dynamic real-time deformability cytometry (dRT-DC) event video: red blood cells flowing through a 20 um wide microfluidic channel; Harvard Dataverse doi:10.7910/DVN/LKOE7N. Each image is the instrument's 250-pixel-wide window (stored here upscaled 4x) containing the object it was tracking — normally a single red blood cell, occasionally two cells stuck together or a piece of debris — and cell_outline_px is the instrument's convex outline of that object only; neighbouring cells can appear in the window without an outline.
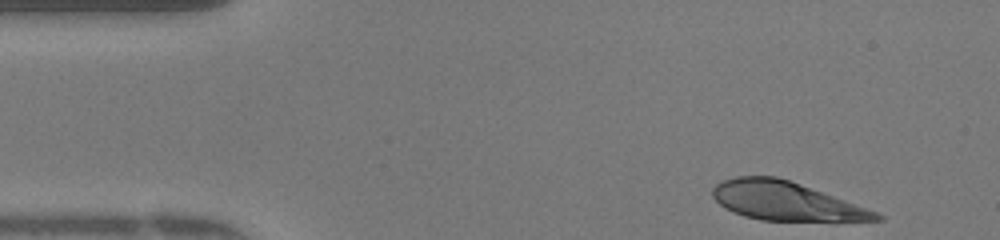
{"species": "human", "species_latin": "Homo sapiens", "temperature_condition": "warm", "stored_images_in_passage": 38, "camera_frame_rate_fps": 3000, "um_per_image_px": 0.085, "donor": {"sex": "female"}, "frame": {"image": 1, "passage_image": 1, "time_ms": 0.0, "image_size_px": [1000, 240], "cell_outline_px": [[884, 220], [836, 224], [760, 220], [744, 216], [732, 212], [724, 208], [712, 196], [712, 188], [720, 180], [736, 176], [776, 176], [800, 184], [844, 200], [876, 212], [884, 216]], "centroid_in_image_um": [66.85, 17.16], "position_along_channel_um": 18.2, "area_um2": 37.97}}
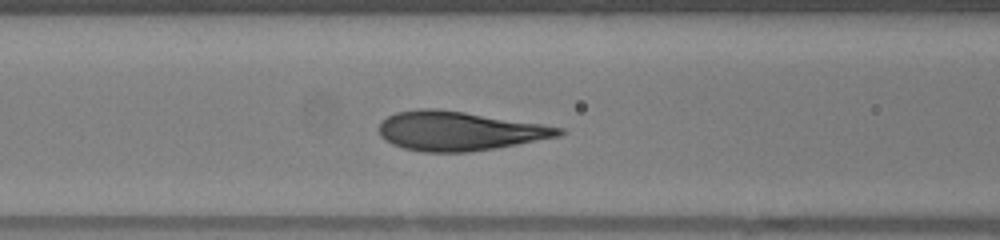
{"frame": {"image": 2, "passage_image": 15, "time_ms": 4.667, "image_size_px": [1000, 240], "cell_outline_px": [[564, 132], [560, 136], [496, 148], [468, 152], [424, 152], [404, 148], [392, 144], [380, 136], [380, 124], [388, 116], [396, 112], [420, 108], [436, 108], [464, 112], [544, 124], [564, 128]], "centroid_in_image_um": [39.04, 11.13], "position_along_channel_um": 127.6, "area_um2": 40.92}}
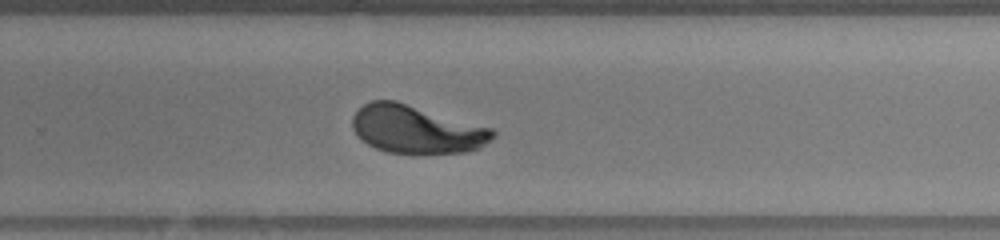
{"frame": {"image": 3, "passage_image": 27, "time_ms": 8.667, "image_size_px": [1000, 240], "cell_outline_px": [[496, 136], [480, 148], [468, 152], [388, 152], [376, 148], [368, 144], [352, 128], [352, 116], [364, 104], [372, 100], [396, 100], [492, 128], [496, 132]], "centroid_in_image_um": [35.42, 10.97], "position_along_channel_um": 294.4, "area_um2": 38.84}}